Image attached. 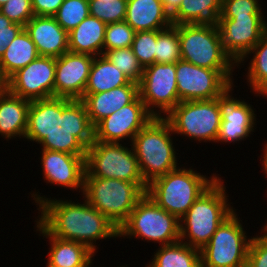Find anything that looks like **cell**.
<instances>
[{
  "label": "cell",
  "mask_w": 267,
  "mask_h": 267,
  "mask_svg": "<svg viewBox=\"0 0 267 267\" xmlns=\"http://www.w3.org/2000/svg\"><path fill=\"white\" fill-rule=\"evenodd\" d=\"M103 55L132 82L140 83L143 76V67L138 62L131 47L107 50Z\"/></svg>",
  "instance_id": "d6a6232c"
},
{
  "label": "cell",
  "mask_w": 267,
  "mask_h": 267,
  "mask_svg": "<svg viewBox=\"0 0 267 267\" xmlns=\"http://www.w3.org/2000/svg\"><path fill=\"white\" fill-rule=\"evenodd\" d=\"M237 212H233L217 228L210 241L200 250L201 267H246L247 238Z\"/></svg>",
  "instance_id": "8fae6325"
},
{
  "label": "cell",
  "mask_w": 267,
  "mask_h": 267,
  "mask_svg": "<svg viewBox=\"0 0 267 267\" xmlns=\"http://www.w3.org/2000/svg\"><path fill=\"white\" fill-rule=\"evenodd\" d=\"M219 29L224 52L237 65L267 32L263 14L219 16Z\"/></svg>",
  "instance_id": "5bb4252c"
},
{
  "label": "cell",
  "mask_w": 267,
  "mask_h": 267,
  "mask_svg": "<svg viewBox=\"0 0 267 267\" xmlns=\"http://www.w3.org/2000/svg\"><path fill=\"white\" fill-rule=\"evenodd\" d=\"M32 193L41 215L37 221L54 237L85 244L96 252V241L118 237L117 227L84 198L83 204ZM95 241V242H94Z\"/></svg>",
  "instance_id": "7a4b0ae2"
},
{
  "label": "cell",
  "mask_w": 267,
  "mask_h": 267,
  "mask_svg": "<svg viewBox=\"0 0 267 267\" xmlns=\"http://www.w3.org/2000/svg\"><path fill=\"white\" fill-rule=\"evenodd\" d=\"M30 102L10 92L0 94V135L3 138L25 137Z\"/></svg>",
  "instance_id": "cb8c5ba5"
},
{
  "label": "cell",
  "mask_w": 267,
  "mask_h": 267,
  "mask_svg": "<svg viewBox=\"0 0 267 267\" xmlns=\"http://www.w3.org/2000/svg\"><path fill=\"white\" fill-rule=\"evenodd\" d=\"M157 30L135 32L131 49L143 67L155 63Z\"/></svg>",
  "instance_id": "d590c367"
},
{
  "label": "cell",
  "mask_w": 267,
  "mask_h": 267,
  "mask_svg": "<svg viewBox=\"0 0 267 267\" xmlns=\"http://www.w3.org/2000/svg\"><path fill=\"white\" fill-rule=\"evenodd\" d=\"M259 0H223L220 16H248L263 14Z\"/></svg>",
  "instance_id": "f35d334b"
},
{
  "label": "cell",
  "mask_w": 267,
  "mask_h": 267,
  "mask_svg": "<svg viewBox=\"0 0 267 267\" xmlns=\"http://www.w3.org/2000/svg\"><path fill=\"white\" fill-rule=\"evenodd\" d=\"M233 85L218 96L221 124L216 142H239L254 132L256 114L252 105L242 99L232 97ZM231 92V93H230Z\"/></svg>",
  "instance_id": "e0dca14e"
},
{
  "label": "cell",
  "mask_w": 267,
  "mask_h": 267,
  "mask_svg": "<svg viewBox=\"0 0 267 267\" xmlns=\"http://www.w3.org/2000/svg\"><path fill=\"white\" fill-rule=\"evenodd\" d=\"M8 0H0V7L3 6Z\"/></svg>",
  "instance_id": "f6af8a7d"
},
{
  "label": "cell",
  "mask_w": 267,
  "mask_h": 267,
  "mask_svg": "<svg viewBox=\"0 0 267 267\" xmlns=\"http://www.w3.org/2000/svg\"><path fill=\"white\" fill-rule=\"evenodd\" d=\"M93 60L91 55L71 51L56 58L54 97L81 100Z\"/></svg>",
  "instance_id": "ac0fdd59"
},
{
  "label": "cell",
  "mask_w": 267,
  "mask_h": 267,
  "mask_svg": "<svg viewBox=\"0 0 267 267\" xmlns=\"http://www.w3.org/2000/svg\"><path fill=\"white\" fill-rule=\"evenodd\" d=\"M146 183L84 177L83 197L119 230L138 201L146 194Z\"/></svg>",
  "instance_id": "8992f818"
},
{
  "label": "cell",
  "mask_w": 267,
  "mask_h": 267,
  "mask_svg": "<svg viewBox=\"0 0 267 267\" xmlns=\"http://www.w3.org/2000/svg\"><path fill=\"white\" fill-rule=\"evenodd\" d=\"M153 117L138 95L131 103L104 118L94 127V141L120 143L129 138L132 142L135 135Z\"/></svg>",
  "instance_id": "2e32d148"
},
{
  "label": "cell",
  "mask_w": 267,
  "mask_h": 267,
  "mask_svg": "<svg viewBox=\"0 0 267 267\" xmlns=\"http://www.w3.org/2000/svg\"><path fill=\"white\" fill-rule=\"evenodd\" d=\"M90 15L109 24L125 21L127 0H88Z\"/></svg>",
  "instance_id": "836d02e7"
},
{
  "label": "cell",
  "mask_w": 267,
  "mask_h": 267,
  "mask_svg": "<svg viewBox=\"0 0 267 267\" xmlns=\"http://www.w3.org/2000/svg\"><path fill=\"white\" fill-rule=\"evenodd\" d=\"M37 231L45 238H49L51 248L48 252L46 266L53 267H87L92 264L95 253L85 244L62 240L52 236L38 221Z\"/></svg>",
  "instance_id": "7402d4cb"
},
{
  "label": "cell",
  "mask_w": 267,
  "mask_h": 267,
  "mask_svg": "<svg viewBox=\"0 0 267 267\" xmlns=\"http://www.w3.org/2000/svg\"><path fill=\"white\" fill-rule=\"evenodd\" d=\"M24 138L45 150L86 156L94 127L82 100L52 97L30 102Z\"/></svg>",
  "instance_id": "6da1fadb"
},
{
  "label": "cell",
  "mask_w": 267,
  "mask_h": 267,
  "mask_svg": "<svg viewBox=\"0 0 267 267\" xmlns=\"http://www.w3.org/2000/svg\"><path fill=\"white\" fill-rule=\"evenodd\" d=\"M38 56L36 46L24 28L7 46L5 53L0 58V66L5 74L10 77Z\"/></svg>",
  "instance_id": "f1b7e54d"
},
{
  "label": "cell",
  "mask_w": 267,
  "mask_h": 267,
  "mask_svg": "<svg viewBox=\"0 0 267 267\" xmlns=\"http://www.w3.org/2000/svg\"><path fill=\"white\" fill-rule=\"evenodd\" d=\"M254 54L249 62L247 82L253 93L257 96L267 97V32L260 41L248 52V54L237 64L246 60L249 54ZM261 94V95H260Z\"/></svg>",
  "instance_id": "f546056e"
},
{
  "label": "cell",
  "mask_w": 267,
  "mask_h": 267,
  "mask_svg": "<svg viewBox=\"0 0 267 267\" xmlns=\"http://www.w3.org/2000/svg\"><path fill=\"white\" fill-rule=\"evenodd\" d=\"M9 92V77L0 66V94Z\"/></svg>",
  "instance_id": "7bdbcfd3"
},
{
  "label": "cell",
  "mask_w": 267,
  "mask_h": 267,
  "mask_svg": "<svg viewBox=\"0 0 267 267\" xmlns=\"http://www.w3.org/2000/svg\"><path fill=\"white\" fill-rule=\"evenodd\" d=\"M218 177L213 174L209 179L194 169L178 167L148 184L146 194L180 219Z\"/></svg>",
  "instance_id": "5b68a950"
},
{
  "label": "cell",
  "mask_w": 267,
  "mask_h": 267,
  "mask_svg": "<svg viewBox=\"0 0 267 267\" xmlns=\"http://www.w3.org/2000/svg\"><path fill=\"white\" fill-rule=\"evenodd\" d=\"M134 35L135 30L126 21L107 24L103 54L107 50L131 47Z\"/></svg>",
  "instance_id": "e575fe53"
},
{
  "label": "cell",
  "mask_w": 267,
  "mask_h": 267,
  "mask_svg": "<svg viewBox=\"0 0 267 267\" xmlns=\"http://www.w3.org/2000/svg\"><path fill=\"white\" fill-rule=\"evenodd\" d=\"M106 26V23L89 15L68 33L69 51L93 57L103 55Z\"/></svg>",
  "instance_id": "d4e9b609"
},
{
  "label": "cell",
  "mask_w": 267,
  "mask_h": 267,
  "mask_svg": "<svg viewBox=\"0 0 267 267\" xmlns=\"http://www.w3.org/2000/svg\"><path fill=\"white\" fill-rule=\"evenodd\" d=\"M0 11L13 23L24 27L35 16L31 0H8L0 7Z\"/></svg>",
  "instance_id": "8d00e7d4"
},
{
  "label": "cell",
  "mask_w": 267,
  "mask_h": 267,
  "mask_svg": "<svg viewBox=\"0 0 267 267\" xmlns=\"http://www.w3.org/2000/svg\"><path fill=\"white\" fill-rule=\"evenodd\" d=\"M172 133L169 122L163 116L153 117L130 144L147 185L179 167Z\"/></svg>",
  "instance_id": "277c9868"
},
{
  "label": "cell",
  "mask_w": 267,
  "mask_h": 267,
  "mask_svg": "<svg viewBox=\"0 0 267 267\" xmlns=\"http://www.w3.org/2000/svg\"><path fill=\"white\" fill-rule=\"evenodd\" d=\"M125 21L135 30H164L172 24L161 0H127Z\"/></svg>",
  "instance_id": "603a6c76"
},
{
  "label": "cell",
  "mask_w": 267,
  "mask_h": 267,
  "mask_svg": "<svg viewBox=\"0 0 267 267\" xmlns=\"http://www.w3.org/2000/svg\"><path fill=\"white\" fill-rule=\"evenodd\" d=\"M181 59L217 71H233L232 59L224 52L216 23L179 24Z\"/></svg>",
  "instance_id": "52a82bcc"
},
{
  "label": "cell",
  "mask_w": 267,
  "mask_h": 267,
  "mask_svg": "<svg viewBox=\"0 0 267 267\" xmlns=\"http://www.w3.org/2000/svg\"><path fill=\"white\" fill-rule=\"evenodd\" d=\"M146 267H201L200 250L178 241L159 246Z\"/></svg>",
  "instance_id": "83f0119b"
},
{
  "label": "cell",
  "mask_w": 267,
  "mask_h": 267,
  "mask_svg": "<svg viewBox=\"0 0 267 267\" xmlns=\"http://www.w3.org/2000/svg\"><path fill=\"white\" fill-rule=\"evenodd\" d=\"M56 58L38 56L9 77V92L33 101L54 97Z\"/></svg>",
  "instance_id": "9a60e30c"
},
{
  "label": "cell",
  "mask_w": 267,
  "mask_h": 267,
  "mask_svg": "<svg viewBox=\"0 0 267 267\" xmlns=\"http://www.w3.org/2000/svg\"><path fill=\"white\" fill-rule=\"evenodd\" d=\"M24 29V26L13 23L0 11V58L10 42Z\"/></svg>",
  "instance_id": "ab89813d"
},
{
  "label": "cell",
  "mask_w": 267,
  "mask_h": 267,
  "mask_svg": "<svg viewBox=\"0 0 267 267\" xmlns=\"http://www.w3.org/2000/svg\"><path fill=\"white\" fill-rule=\"evenodd\" d=\"M139 95V84L130 82L109 91L84 94L81 99L87 109L89 120L95 127L101 120L131 103Z\"/></svg>",
  "instance_id": "44dd1931"
},
{
  "label": "cell",
  "mask_w": 267,
  "mask_h": 267,
  "mask_svg": "<svg viewBox=\"0 0 267 267\" xmlns=\"http://www.w3.org/2000/svg\"><path fill=\"white\" fill-rule=\"evenodd\" d=\"M232 72L202 68L180 59L176 62L177 93L180 102L217 98L234 83Z\"/></svg>",
  "instance_id": "7c38bea8"
},
{
  "label": "cell",
  "mask_w": 267,
  "mask_h": 267,
  "mask_svg": "<svg viewBox=\"0 0 267 267\" xmlns=\"http://www.w3.org/2000/svg\"><path fill=\"white\" fill-rule=\"evenodd\" d=\"M165 10L172 16L179 8L182 0H161Z\"/></svg>",
  "instance_id": "b9f144b4"
},
{
  "label": "cell",
  "mask_w": 267,
  "mask_h": 267,
  "mask_svg": "<svg viewBox=\"0 0 267 267\" xmlns=\"http://www.w3.org/2000/svg\"><path fill=\"white\" fill-rule=\"evenodd\" d=\"M85 176L145 183L133 148L121 143L94 141L85 158Z\"/></svg>",
  "instance_id": "9c48e42d"
},
{
  "label": "cell",
  "mask_w": 267,
  "mask_h": 267,
  "mask_svg": "<svg viewBox=\"0 0 267 267\" xmlns=\"http://www.w3.org/2000/svg\"><path fill=\"white\" fill-rule=\"evenodd\" d=\"M89 15L88 0H64L54 17L57 23L69 33Z\"/></svg>",
  "instance_id": "1f68e13d"
},
{
  "label": "cell",
  "mask_w": 267,
  "mask_h": 267,
  "mask_svg": "<svg viewBox=\"0 0 267 267\" xmlns=\"http://www.w3.org/2000/svg\"><path fill=\"white\" fill-rule=\"evenodd\" d=\"M180 59L178 25L157 30L155 63H176Z\"/></svg>",
  "instance_id": "4dcf8cb0"
},
{
  "label": "cell",
  "mask_w": 267,
  "mask_h": 267,
  "mask_svg": "<svg viewBox=\"0 0 267 267\" xmlns=\"http://www.w3.org/2000/svg\"><path fill=\"white\" fill-rule=\"evenodd\" d=\"M222 181L218 177L179 219L180 241L201 250L218 226L236 211L228 203L229 196Z\"/></svg>",
  "instance_id": "3957f363"
},
{
  "label": "cell",
  "mask_w": 267,
  "mask_h": 267,
  "mask_svg": "<svg viewBox=\"0 0 267 267\" xmlns=\"http://www.w3.org/2000/svg\"><path fill=\"white\" fill-rule=\"evenodd\" d=\"M131 80L104 55L95 56L90 68L84 94L109 91L127 85Z\"/></svg>",
  "instance_id": "484cf974"
},
{
  "label": "cell",
  "mask_w": 267,
  "mask_h": 267,
  "mask_svg": "<svg viewBox=\"0 0 267 267\" xmlns=\"http://www.w3.org/2000/svg\"><path fill=\"white\" fill-rule=\"evenodd\" d=\"M41 150V168L46 182L75 190L80 188L83 193L86 156Z\"/></svg>",
  "instance_id": "d6986e66"
},
{
  "label": "cell",
  "mask_w": 267,
  "mask_h": 267,
  "mask_svg": "<svg viewBox=\"0 0 267 267\" xmlns=\"http://www.w3.org/2000/svg\"><path fill=\"white\" fill-rule=\"evenodd\" d=\"M39 56L58 58L69 51L68 33L54 16H33L25 25Z\"/></svg>",
  "instance_id": "ffe728a7"
},
{
  "label": "cell",
  "mask_w": 267,
  "mask_h": 267,
  "mask_svg": "<svg viewBox=\"0 0 267 267\" xmlns=\"http://www.w3.org/2000/svg\"><path fill=\"white\" fill-rule=\"evenodd\" d=\"M223 0H182L171 16L172 24L216 23L221 14Z\"/></svg>",
  "instance_id": "4316f807"
},
{
  "label": "cell",
  "mask_w": 267,
  "mask_h": 267,
  "mask_svg": "<svg viewBox=\"0 0 267 267\" xmlns=\"http://www.w3.org/2000/svg\"><path fill=\"white\" fill-rule=\"evenodd\" d=\"M263 159H262V162L263 163H261L262 164V166H263V171L265 172V176H267V142H266V144H265V147H264V149H263Z\"/></svg>",
  "instance_id": "ee69618b"
},
{
  "label": "cell",
  "mask_w": 267,
  "mask_h": 267,
  "mask_svg": "<svg viewBox=\"0 0 267 267\" xmlns=\"http://www.w3.org/2000/svg\"><path fill=\"white\" fill-rule=\"evenodd\" d=\"M164 118L173 134L191 140L215 142L221 124L218 97L210 100L181 101Z\"/></svg>",
  "instance_id": "30bf717a"
},
{
  "label": "cell",
  "mask_w": 267,
  "mask_h": 267,
  "mask_svg": "<svg viewBox=\"0 0 267 267\" xmlns=\"http://www.w3.org/2000/svg\"><path fill=\"white\" fill-rule=\"evenodd\" d=\"M122 236L158 242L161 246L169 245L180 241L179 219L145 194L119 228V237Z\"/></svg>",
  "instance_id": "ba28073f"
},
{
  "label": "cell",
  "mask_w": 267,
  "mask_h": 267,
  "mask_svg": "<svg viewBox=\"0 0 267 267\" xmlns=\"http://www.w3.org/2000/svg\"><path fill=\"white\" fill-rule=\"evenodd\" d=\"M35 16H54L64 0H31Z\"/></svg>",
  "instance_id": "60d3db41"
},
{
  "label": "cell",
  "mask_w": 267,
  "mask_h": 267,
  "mask_svg": "<svg viewBox=\"0 0 267 267\" xmlns=\"http://www.w3.org/2000/svg\"><path fill=\"white\" fill-rule=\"evenodd\" d=\"M260 233L262 235L251 237L246 267H267V230L263 228Z\"/></svg>",
  "instance_id": "74e56055"
},
{
  "label": "cell",
  "mask_w": 267,
  "mask_h": 267,
  "mask_svg": "<svg viewBox=\"0 0 267 267\" xmlns=\"http://www.w3.org/2000/svg\"><path fill=\"white\" fill-rule=\"evenodd\" d=\"M139 96L154 117H162L161 113L165 114L163 117L166 116L180 103L176 63H154L145 67L139 83Z\"/></svg>",
  "instance_id": "4fadbf2b"
}]
</instances>
